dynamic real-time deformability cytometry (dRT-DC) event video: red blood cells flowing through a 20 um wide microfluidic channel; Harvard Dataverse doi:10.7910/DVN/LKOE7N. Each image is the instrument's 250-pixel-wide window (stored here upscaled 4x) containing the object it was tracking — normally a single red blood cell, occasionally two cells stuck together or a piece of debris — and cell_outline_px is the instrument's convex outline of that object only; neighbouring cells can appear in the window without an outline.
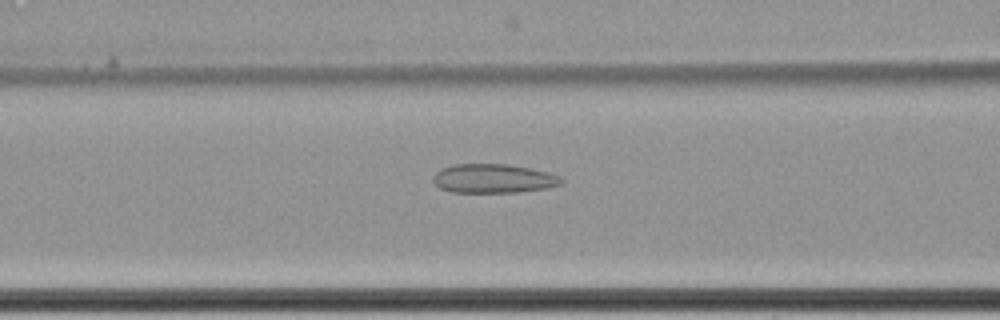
{"species": "common noctule bat (a hibernating species)", "species_latin": "Nyctalus noctula", "temperature_condition": "cold", "stored_images_in_passage": 62, "camera_frame_rate_fps": 3000, "um_per_image_px": 0.085, "animal": {"sex": "female", "body_mass_g": 22.7, "forearm_length_mm": 54.2}, "frame": {"image": 1, "passage_image": 28, "time_ms": 9.0, "image_size_px": [1000, 320], "cell_outline_px": [[564, 180], [560, 184], [548, 188], [516, 192], [452, 192], [440, 188], [432, 180], [432, 176], [436, 172], [452, 164], [508, 164], [548, 172], [560, 176]], "centroid_in_image_um": [41.94, 15.17], "position_along_channel_um": 124.7, "area_um2": 21.62}}
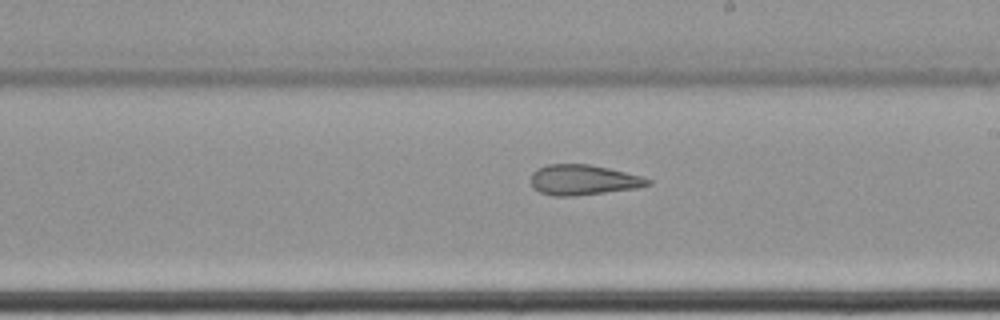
{"frame": {"image": 2, "passage_image": 38, "time_ms": 12.333, "image_size_px": [1000, 320], "cell_outline_px": [[652, 184], [640, 188], [576, 196], [552, 196], [540, 192], [532, 188], [532, 172], [536, 168], [548, 164], [588, 164], [608, 168], [640, 176], [652, 180]], "centroid_in_image_um": [49.58, 15.3], "position_along_channel_um": 239.4, "area_um2": 20.81}}
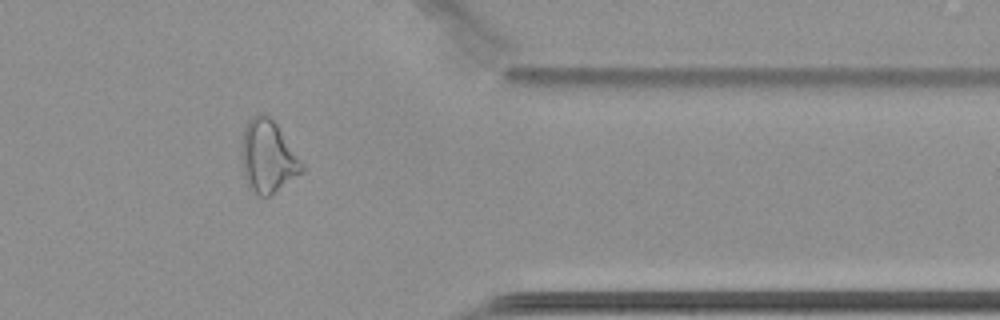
{"frame": {"image": 3, "passage_image": 52, "time_ms": 17.0, "image_size_px": [1000, 320], "cell_outline_px": [[304, 172], [268, 196], [256, 196], [248, 188], [244, 176], [240, 152], [240, 144], [244, 128], [248, 120], [256, 112], [264, 112], [276, 124], [304, 164]], "centroid_in_image_um": [22.73, 13.3], "position_along_channel_um": 388.7, "area_um2": 25.89}, "authors_computed_cell_mechanics": {"area_um2": 26.5302, "velocity_mm_per_s": 3.4466, "shape_relaxation_time_tau1_ms": null, "shape_relaxation_time_tau2_ms": 3.5209, "deformation_change_tau1": null, "deformation_change_tau2": 0.1339}}